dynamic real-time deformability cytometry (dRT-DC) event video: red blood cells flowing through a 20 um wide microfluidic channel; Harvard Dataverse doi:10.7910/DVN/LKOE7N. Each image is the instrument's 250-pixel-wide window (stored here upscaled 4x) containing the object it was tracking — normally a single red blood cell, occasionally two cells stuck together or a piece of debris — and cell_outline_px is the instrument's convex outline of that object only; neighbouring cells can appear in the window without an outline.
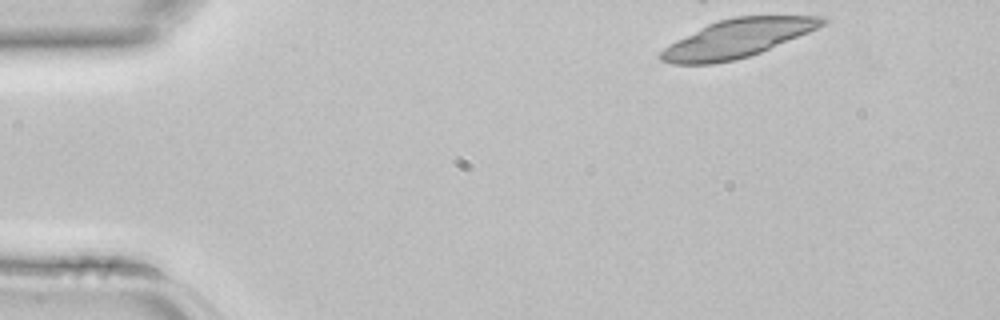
{"species": "common noctule bat (a hibernating species)", "species_latin": "Nyctalus noctula", "temperature_condition": "room temperature", "stored_images_in_passage": 2, "camera_frame_rate_fps": 3000, "um_per_image_px": 0.085, "animal": {"sex": "female", "body_mass_g": 22.7, "forearm_length_mm": 54.2}, "frame": {"image": 1, "passage_image": 1, "time_ms": 0.0, "image_size_px": [1000, 320], "cell_outline_px": [[828, 20], [824, 24], [808, 32], [760, 52], [736, 60], [712, 64], [672, 64], [660, 60], [660, 52], [668, 44], [708, 24], [720, 20], [736, 16], [824, 16]], "centroid_in_image_um": [62.65, 3.27], "position_along_channel_um": 22.4, "area_um2": 35.49}}